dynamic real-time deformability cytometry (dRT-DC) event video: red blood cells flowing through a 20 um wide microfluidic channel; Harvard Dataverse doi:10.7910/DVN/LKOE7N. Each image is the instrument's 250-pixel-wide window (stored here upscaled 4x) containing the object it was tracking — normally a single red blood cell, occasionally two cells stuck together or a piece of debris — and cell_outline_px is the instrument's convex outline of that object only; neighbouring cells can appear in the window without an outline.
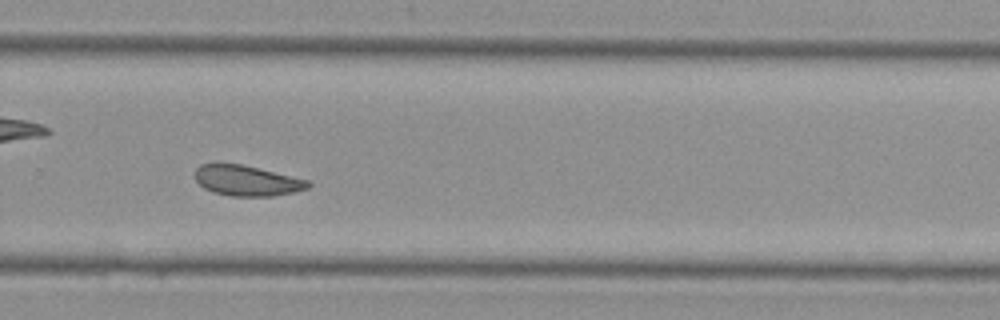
{"species": "Egyptian fruit bat (a non-hibernating species)", "species_latin": "Rousettus aegyptiacus", "temperature_condition": "cold", "stored_images_in_passage": 31, "camera_frame_rate_fps": 3000, "um_per_image_px": 0.085, "animal": {"sex": "female"}, "frame": {"image": 1, "passage_image": 18, "time_ms": 5.667, "image_size_px": [1000, 320], "cell_outline_px": [[312, 184], [308, 188], [292, 192], [272, 196], [232, 196], [212, 192], [204, 188], [196, 180], [196, 168], [200, 164], [240, 164], [308, 180]], "centroid_in_image_um": [20.97, 15.36], "position_along_channel_um": 308.8, "area_um2": 19.71}}